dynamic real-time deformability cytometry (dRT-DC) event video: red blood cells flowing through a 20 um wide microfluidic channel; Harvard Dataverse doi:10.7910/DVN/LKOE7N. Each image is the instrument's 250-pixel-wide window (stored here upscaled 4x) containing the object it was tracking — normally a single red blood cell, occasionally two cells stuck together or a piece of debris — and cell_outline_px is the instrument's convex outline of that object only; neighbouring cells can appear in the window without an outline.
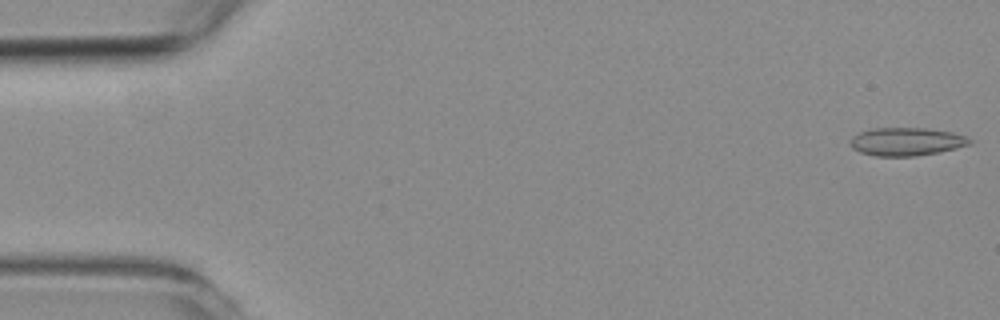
{"species": "common noctule bat (a hibernating species)", "species_latin": "Nyctalus noctula", "temperature_condition": "room temperature", "stored_images_in_passage": 17, "camera_frame_rate_fps": 3000, "um_per_image_px": 0.085, "animal": {"sex": "female", "body_mass_g": 19.3, "forearm_length_mm": 54.1}, "frame": {"image": 1, "passage_image": 1, "time_ms": 0.0, "image_size_px": [1000, 320], "cell_outline_px": [[972, 144], [940, 152], [916, 156], [876, 156], [860, 152], [852, 148], [848, 144], [848, 140], [852, 136], [860, 132], [876, 128], [924, 128], [952, 132], [964, 136], [972, 140]], "centroid_in_image_um": [77.02, 12.04], "position_along_channel_um": 8.0, "area_um2": 19.65}}